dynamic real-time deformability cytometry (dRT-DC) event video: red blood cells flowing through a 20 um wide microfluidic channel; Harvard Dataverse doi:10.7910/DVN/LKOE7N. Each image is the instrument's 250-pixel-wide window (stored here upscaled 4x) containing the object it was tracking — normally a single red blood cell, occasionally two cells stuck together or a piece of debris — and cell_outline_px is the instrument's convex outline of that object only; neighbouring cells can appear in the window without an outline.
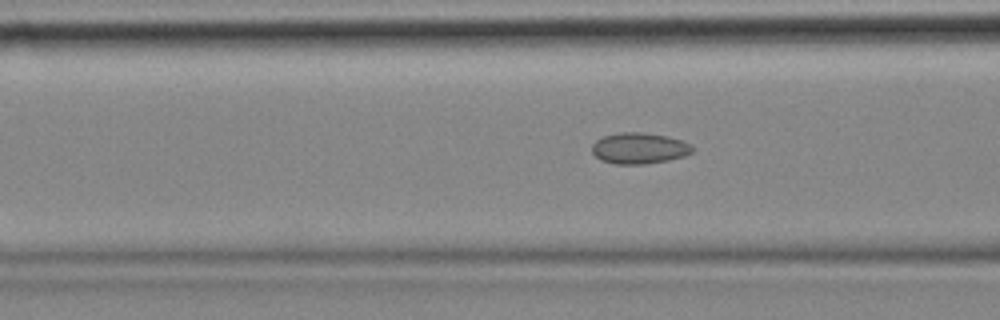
{"species": "common noctule bat (a hibernating species)", "species_latin": "Nyctalus noctula", "temperature_condition": "cold", "stored_images_in_passage": 15, "camera_frame_rate_fps": 3000, "um_per_image_px": 0.085, "animal": {"sex": "female", "body_mass_g": 18.4}, "frame": {"image": 1, "passage_image": 9, "time_ms": 2.667, "image_size_px": [1000, 320], "cell_outline_px": [[696, 148], [692, 152], [684, 156], [668, 160], [644, 164], [616, 164], [600, 160], [592, 152], [592, 144], [596, 140], [604, 136], [620, 132], [640, 132], [668, 136], [680, 140]], "centroid_in_image_um": [54.32, 12.6], "position_along_channel_um": 112.3, "area_um2": 18.15}}